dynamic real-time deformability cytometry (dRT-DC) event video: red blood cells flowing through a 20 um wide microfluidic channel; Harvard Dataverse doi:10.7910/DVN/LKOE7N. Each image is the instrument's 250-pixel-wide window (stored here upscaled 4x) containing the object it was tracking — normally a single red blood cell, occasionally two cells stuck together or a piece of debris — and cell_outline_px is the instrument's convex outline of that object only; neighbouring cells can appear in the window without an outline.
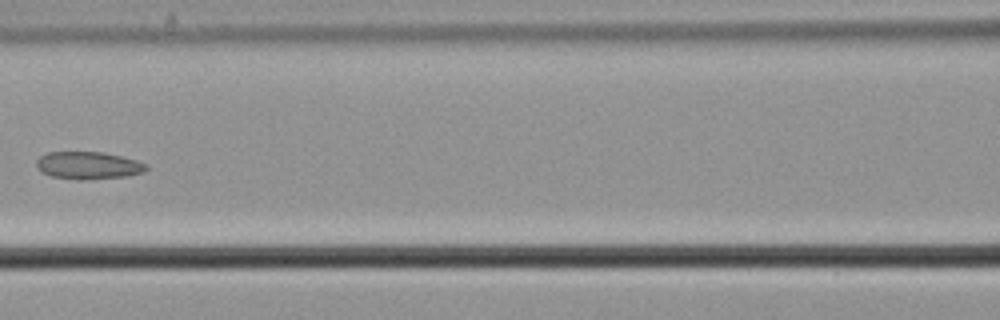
{"species": "common noctule bat (a hibernating species)", "species_latin": "Nyctalus noctula", "temperature_condition": "cold", "stored_images_in_passage": 8, "camera_frame_rate_fps": 3000, "um_per_image_px": 0.085, "animal": {"sex": "male", "body_mass_g": 21.5, "forearm_length_mm": 52.0}, "frame": {"image": 1, "passage_image": 8, "time_ms": 2.333, "image_size_px": [1000, 320], "cell_outline_px": [[148, 168], [144, 172], [128, 176], [84, 180], [80, 180], [52, 176], [40, 172], [36, 168], [36, 160], [40, 156], [48, 152], [104, 152], [136, 160], [148, 164]], "centroid_in_image_um": [7.5, 14.06], "position_along_channel_um": 159.1, "area_um2": 17.74}}